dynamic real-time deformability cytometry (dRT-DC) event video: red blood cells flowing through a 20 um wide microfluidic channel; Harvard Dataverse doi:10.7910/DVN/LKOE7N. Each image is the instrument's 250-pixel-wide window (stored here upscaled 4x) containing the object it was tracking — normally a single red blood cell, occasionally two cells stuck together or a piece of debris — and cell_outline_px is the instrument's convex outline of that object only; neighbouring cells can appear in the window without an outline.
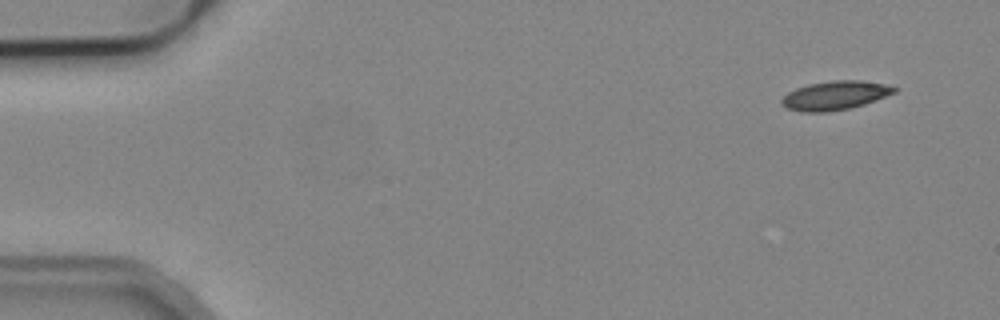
{"species": "common noctule bat (a hibernating species)", "species_latin": "Nyctalus noctula", "temperature_condition": "cold", "stored_images_in_passage": 7, "camera_frame_rate_fps": 3000, "um_per_image_px": 0.085, "animal": {"sex": "male", "body_mass_g": 19.2, "forearm_length_mm": 51.8}, "frame": {"image": 1, "passage_image": 1, "time_ms": 0.0, "image_size_px": [1000, 320], "cell_outline_px": [[896, 92], [864, 104], [848, 108], [824, 112], [804, 112], [788, 108], [780, 104], [780, 100], [788, 92], [796, 88], [808, 84], [832, 80], [860, 80], [884, 84], [896, 88]], "centroid_in_image_um": [70.94, 8.1], "position_along_channel_um": 14.1, "area_um2": 18.73}}
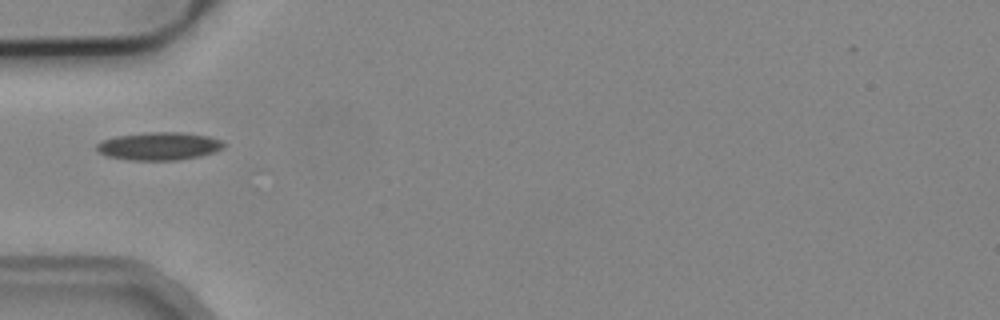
{"frame": {"image": 2, "passage_image": 5, "time_ms": 4.667, "image_size_px": [1000, 320], "cell_outline_px": [[224, 148], [216, 152], [200, 156], [176, 160], [128, 160], [108, 156], [100, 152], [96, 148], [96, 144], [100, 140], [116, 136], [148, 132], [180, 132], [208, 136], [220, 140], [224, 144]], "centroid_in_image_um": [13.51, 12.42], "position_along_channel_um": 71.5, "area_um2": 20.69}}